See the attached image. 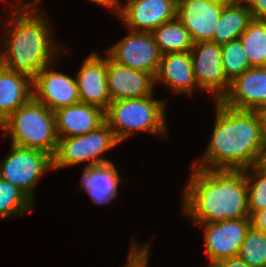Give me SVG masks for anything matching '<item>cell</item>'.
<instances>
[{
	"instance_id": "cell-1",
	"label": "cell",
	"mask_w": 266,
	"mask_h": 267,
	"mask_svg": "<svg viewBox=\"0 0 266 267\" xmlns=\"http://www.w3.org/2000/svg\"><path fill=\"white\" fill-rule=\"evenodd\" d=\"M216 121L201 169L244 170L259 165L266 150V136L257 111L229 108L215 102ZM198 162V163H197Z\"/></svg>"
},
{
	"instance_id": "cell-2",
	"label": "cell",
	"mask_w": 266,
	"mask_h": 267,
	"mask_svg": "<svg viewBox=\"0 0 266 267\" xmlns=\"http://www.w3.org/2000/svg\"><path fill=\"white\" fill-rule=\"evenodd\" d=\"M183 193V213L195 224L251 218L244 170L193 168Z\"/></svg>"
},
{
	"instance_id": "cell-3",
	"label": "cell",
	"mask_w": 266,
	"mask_h": 267,
	"mask_svg": "<svg viewBox=\"0 0 266 267\" xmlns=\"http://www.w3.org/2000/svg\"><path fill=\"white\" fill-rule=\"evenodd\" d=\"M38 4L39 0H32L22 9L18 6L11 10L15 19L7 23L9 28L5 29L7 37L4 36L1 51L3 67L32 81L42 68L53 64L54 55L59 54L47 19L39 14Z\"/></svg>"
},
{
	"instance_id": "cell-4",
	"label": "cell",
	"mask_w": 266,
	"mask_h": 267,
	"mask_svg": "<svg viewBox=\"0 0 266 267\" xmlns=\"http://www.w3.org/2000/svg\"><path fill=\"white\" fill-rule=\"evenodd\" d=\"M5 135L11 144L38 149L54 156L58 146L55 114L34 97L5 121Z\"/></svg>"
},
{
	"instance_id": "cell-5",
	"label": "cell",
	"mask_w": 266,
	"mask_h": 267,
	"mask_svg": "<svg viewBox=\"0 0 266 267\" xmlns=\"http://www.w3.org/2000/svg\"><path fill=\"white\" fill-rule=\"evenodd\" d=\"M165 105L166 101L153 99L152 95L114 101L105 111V122L119 142L137 131L167 135Z\"/></svg>"
},
{
	"instance_id": "cell-6",
	"label": "cell",
	"mask_w": 266,
	"mask_h": 267,
	"mask_svg": "<svg viewBox=\"0 0 266 267\" xmlns=\"http://www.w3.org/2000/svg\"><path fill=\"white\" fill-rule=\"evenodd\" d=\"M119 143L106 122L90 133L76 137L58 138L57 150L52 157L53 169H62L83 162H87L85 167L111 163L110 160L101 157V154Z\"/></svg>"
},
{
	"instance_id": "cell-7",
	"label": "cell",
	"mask_w": 266,
	"mask_h": 267,
	"mask_svg": "<svg viewBox=\"0 0 266 267\" xmlns=\"http://www.w3.org/2000/svg\"><path fill=\"white\" fill-rule=\"evenodd\" d=\"M10 149L0 164V178L17 187L33 202L38 179L53 169L52 156L38 149L14 144Z\"/></svg>"
},
{
	"instance_id": "cell-8",
	"label": "cell",
	"mask_w": 266,
	"mask_h": 267,
	"mask_svg": "<svg viewBox=\"0 0 266 267\" xmlns=\"http://www.w3.org/2000/svg\"><path fill=\"white\" fill-rule=\"evenodd\" d=\"M122 40L107 50L116 63L156 77L162 54L151 32L130 31Z\"/></svg>"
},
{
	"instance_id": "cell-9",
	"label": "cell",
	"mask_w": 266,
	"mask_h": 267,
	"mask_svg": "<svg viewBox=\"0 0 266 267\" xmlns=\"http://www.w3.org/2000/svg\"><path fill=\"white\" fill-rule=\"evenodd\" d=\"M190 54L197 86L213 93L216 101H220L230 86L223 70L221 45L214 41L194 43Z\"/></svg>"
},
{
	"instance_id": "cell-10",
	"label": "cell",
	"mask_w": 266,
	"mask_h": 267,
	"mask_svg": "<svg viewBox=\"0 0 266 267\" xmlns=\"http://www.w3.org/2000/svg\"><path fill=\"white\" fill-rule=\"evenodd\" d=\"M201 225H205V252L210 267L220 260L238 257L252 223L251 218H241Z\"/></svg>"
},
{
	"instance_id": "cell-11",
	"label": "cell",
	"mask_w": 266,
	"mask_h": 267,
	"mask_svg": "<svg viewBox=\"0 0 266 267\" xmlns=\"http://www.w3.org/2000/svg\"><path fill=\"white\" fill-rule=\"evenodd\" d=\"M51 65L42 68L32 81L33 97L53 112L80 103L76 78L54 71Z\"/></svg>"
},
{
	"instance_id": "cell-12",
	"label": "cell",
	"mask_w": 266,
	"mask_h": 267,
	"mask_svg": "<svg viewBox=\"0 0 266 267\" xmlns=\"http://www.w3.org/2000/svg\"><path fill=\"white\" fill-rule=\"evenodd\" d=\"M116 14L132 31L152 32L177 16V0H127ZM119 10V11H118Z\"/></svg>"
},
{
	"instance_id": "cell-13",
	"label": "cell",
	"mask_w": 266,
	"mask_h": 267,
	"mask_svg": "<svg viewBox=\"0 0 266 267\" xmlns=\"http://www.w3.org/2000/svg\"><path fill=\"white\" fill-rule=\"evenodd\" d=\"M220 102L237 110L258 111L266 106V67H251L234 78Z\"/></svg>"
},
{
	"instance_id": "cell-14",
	"label": "cell",
	"mask_w": 266,
	"mask_h": 267,
	"mask_svg": "<svg viewBox=\"0 0 266 267\" xmlns=\"http://www.w3.org/2000/svg\"><path fill=\"white\" fill-rule=\"evenodd\" d=\"M81 66L76 74L80 102L106 111L112 102L107 82V56L102 58L94 52Z\"/></svg>"
},
{
	"instance_id": "cell-15",
	"label": "cell",
	"mask_w": 266,
	"mask_h": 267,
	"mask_svg": "<svg viewBox=\"0 0 266 267\" xmlns=\"http://www.w3.org/2000/svg\"><path fill=\"white\" fill-rule=\"evenodd\" d=\"M107 82L112 102L150 96L156 83L153 75L118 64L108 55Z\"/></svg>"
},
{
	"instance_id": "cell-16",
	"label": "cell",
	"mask_w": 266,
	"mask_h": 267,
	"mask_svg": "<svg viewBox=\"0 0 266 267\" xmlns=\"http://www.w3.org/2000/svg\"><path fill=\"white\" fill-rule=\"evenodd\" d=\"M223 5L206 0H178L176 18L190 33L194 43L212 41Z\"/></svg>"
},
{
	"instance_id": "cell-17",
	"label": "cell",
	"mask_w": 266,
	"mask_h": 267,
	"mask_svg": "<svg viewBox=\"0 0 266 267\" xmlns=\"http://www.w3.org/2000/svg\"><path fill=\"white\" fill-rule=\"evenodd\" d=\"M58 138L81 136L96 130L105 122V111L86 103L54 111Z\"/></svg>"
},
{
	"instance_id": "cell-18",
	"label": "cell",
	"mask_w": 266,
	"mask_h": 267,
	"mask_svg": "<svg viewBox=\"0 0 266 267\" xmlns=\"http://www.w3.org/2000/svg\"><path fill=\"white\" fill-rule=\"evenodd\" d=\"M162 82L175 93L193 95L198 88L192 68L190 52L162 54L155 82Z\"/></svg>"
},
{
	"instance_id": "cell-19",
	"label": "cell",
	"mask_w": 266,
	"mask_h": 267,
	"mask_svg": "<svg viewBox=\"0 0 266 267\" xmlns=\"http://www.w3.org/2000/svg\"><path fill=\"white\" fill-rule=\"evenodd\" d=\"M121 180L115 165L111 162L84 167L80 184L95 204H106L118 196L117 187Z\"/></svg>"
},
{
	"instance_id": "cell-20",
	"label": "cell",
	"mask_w": 266,
	"mask_h": 267,
	"mask_svg": "<svg viewBox=\"0 0 266 267\" xmlns=\"http://www.w3.org/2000/svg\"><path fill=\"white\" fill-rule=\"evenodd\" d=\"M32 97V80L1 65L0 115L6 120Z\"/></svg>"
},
{
	"instance_id": "cell-21",
	"label": "cell",
	"mask_w": 266,
	"mask_h": 267,
	"mask_svg": "<svg viewBox=\"0 0 266 267\" xmlns=\"http://www.w3.org/2000/svg\"><path fill=\"white\" fill-rule=\"evenodd\" d=\"M242 2L223 6L212 41L219 45L237 39L253 19L251 11Z\"/></svg>"
},
{
	"instance_id": "cell-22",
	"label": "cell",
	"mask_w": 266,
	"mask_h": 267,
	"mask_svg": "<svg viewBox=\"0 0 266 267\" xmlns=\"http://www.w3.org/2000/svg\"><path fill=\"white\" fill-rule=\"evenodd\" d=\"M161 54L190 52L194 42L188 30L175 18L152 32Z\"/></svg>"
},
{
	"instance_id": "cell-23",
	"label": "cell",
	"mask_w": 266,
	"mask_h": 267,
	"mask_svg": "<svg viewBox=\"0 0 266 267\" xmlns=\"http://www.w3.org/2000/svg\"><path fill=\"white\" fill-rule=\"evenodd\" d=\"M252 67H266V22L252 19L239 37Z\"/></svg>"
},
{
	"instance_id": "cell-24",
	"label": "cell",
	"mask_w": 266,
	"mask_h": 267,
	"mask_svg": "<svg viewBox=\"0 0 266 267\" xmlns=\"http://www.w3.org/2000/svg\"><path fill=\"white\" fill-rule=\"evenodd\" d=\"M33 203L21 190L0 178V218L25 214Z\"/></svg>"
},
{
	"instance_id": "cell-25",
	"label": "cell",
	"mask_w": 266,
	"mask_h": 267,
	"mask_svg": "<svg viewBox=\"0 0 266 267\" xmlns=\"http://www.w3.org/2000/svg\"><path fill=\"white\" fill-rule=\"evenodd\" d=\"M238 257L250 267H266V232L259 231L251 226Z\"/></svg>"
},
{
	"instance_id": "cell-26",
	"label": "cell",
	"mask_w": 266,
	"mask_h": 267,
	"mask_svg": "<svg viewBox=\"0 0 266 267\" xmlns=\"http://www.w3.org/2000/svg\"><path fill=\"white\" fill-rule=\"evenodd\" d=\"M250 216L266 208V168L261 164L245 169Z\"/></svg>"
},
{
	"instance_id": "cell-27",
	"label": "cell",
	"mask_w": 266,
	"mask_h": 267,
	"mask_svg": "<svg viewBox=\"0 0 266 267\" xmlns=\"http://www.w3.org/2000/svg\"><path fill=\"white\" fill-rule=\"evenodd\" d=\"M221 50L223 70L230 82L252 67L242 47L240 38L221 45Z\"/></svg>"
},
{
	"instance_id": "cell-28",
	"label": "cell",
	"mask_w": 266,
	"mask_h": 267,
	"mask_svg": "<svg viewBox=\"0 0 266 267\" xmlns=\"http://www.w3.org/2000/svg\"><path fill=\"white\" fill-rule=\"evenodd\" d=\"M149 246L150 244H145L143 247L141 246V249H139V244L137 246L134 241L131 246L127 263L124 267H147L150 252Z\"/></svg>"
},
{
	"instance_id": "cell-29",
	"label": "cell",
	"mask_w": 266,
	"mask_h": 267,
	"mask_svg": "<svg viewBox=\"0 0 266 267\" xmlns=\"http://www.w3.org/2000/svg\"><path fill=\"white\" fill-rule=\"evenodd\" d=\"M254 19L266 22V0H242Z\"/></svg>"
},
{
	"instance_id": "cell-30",
	"label": "cell",
	"mask_w": 266,
	"mask_h": 267,
	"mask_svg": "<svg viewBox=\"0 0 266 267\" xmlns=\"http://www.w3.org/2000/svg\"><path fill=\"white\" fill-rule=\"evenodd\" d=\"M252 226L262 232H266V208L254 213L251 216Z\"/></svg>"
},
{
	"instance_id": "cell-31",
	"label": "cell",
	"mask_w": 266,
	"mask_h": 267,
	"mask_svg": "<svg viewBox=\"0 0 266 267\" xmlns=\"http://www.w3.org/2000/svg\"><path fill=\"white\" fill-rule=\"evenodd\" d=\"M210 267H250L246 262H244L239 257L227 258L220 260Z\"/></svg>"
},
{
	"instance_id": "cell-32",
	"label": "cell",
	"mask_w": 266,
	"mask_h": 267,
	"mask_svg": "<svg viewBox=\"0 0 266 267\" xmlns=\"http://www.w3.org/2000/svg\"><path fill=\"white\" fill-rule=\"evenodd\" d=\"M94 3H97L98 5H103L106 6L110 9H115L117 10L118 5H119V1L118 0H90Z\"/></svg>"
},
{
	"instance_id": "cell-33",
	"label": "cell",
	"mask_w": 266,
	"mask_h": 267,
	"mask_svg": "<svg viewBox=\"0 0 266 267\" xmlns=\"http://www.w3.org/2000/svg\"><path fill=\"white\" fill-rule=\"evenodd\" d=\"M257 112L260 115L263 132L266 136V106L261 107Z\"/></svg>"
},
{
	"instance_id": "cell-34",
	"label": "cell",
	"mask_w": 266,
	"mask_h": 267,
	"mask_svg": "<svg viewBox=\"0 0 266 267\" xmlns=\"http://www.w3.org/2000/svg\"><path fill=\"white\" fill-rule=\"evenodd\" d=\"M206 1L218 4V5H223V6L242 2V0H206Z\"/></svg>"
},
{
	"instance_id": "cell-35",
	"label": "cell",
	"mask_w": 266,
	"mask_h": 267,
	"mask_svg": "<svg viewBox=\"0 0 266 267\" xmlns=\"http://www.w3.org/2000/svg\"><path fill=\"white\" fill-rule=\"evenodd\" d=\"M5 119L0 115V128L3 130V133L5 135Z\"/></svg>"
},
{
	"instance_id": "cell-36",
	"label": "cell",
	"mask_w": 266,
	"mask_h": 267,
	"mask_svg": "<svg viewBox=\"0 0 266 267\" xmlns=\"http://www.w3.org/2000/svg\"><path fill=\"white\" fill-rule=\"evenodd\" d=\"M261 165H262L264 168H266V150H265V152H264V156H263Z\"/></svg>"
},
{
	"instance_id": "cell-37",
	"label": "cell",
	"mask_w": 266,
	"mask_h": 267,
	"mask_svg": "<svg viewBox=\"0 0 266 267\" xmlns=\"http://www.w3.org/2000/svg\"><path fill=\"white\" fill-rule=\"evenodd\" d=\"M1 65H2V64H1V51H0V67H1Z\"/></svg>"
}]
</instances>
